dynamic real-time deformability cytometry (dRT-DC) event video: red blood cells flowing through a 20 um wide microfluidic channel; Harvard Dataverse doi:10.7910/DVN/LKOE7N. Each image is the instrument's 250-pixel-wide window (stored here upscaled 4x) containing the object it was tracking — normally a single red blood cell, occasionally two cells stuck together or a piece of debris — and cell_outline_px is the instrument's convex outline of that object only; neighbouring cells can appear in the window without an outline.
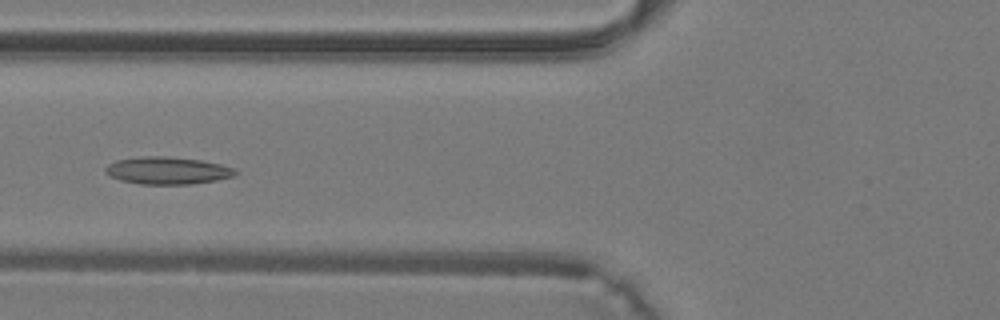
{"species": "common noctule bat (a hibernating species)", "species_latin": "Nyctalus noctula", "temperature_condition": "warm", "stored_images_in_passage": 32, "camera_frame_rate_fps": 3000, "um_per_image_px": 0.085, "animal": {"sex": "male", "body_mass_g": 19.2, "forearm_length_mm": 51.8}, "frame": {"image": 1, "passage_image": 10, "time_ms": 3.0, "image_size_px": [1000, 320], "cell_outline_px": [[240, 172], [232, 176], [216, 180], [192, 184], [140, 184], [120, 180], [108, 176], [104, 172], [104, 168], [108, 164], [116, 160], [140, 156], [168, 156], [200, 160], [220, 164], [236, 168]], "centroid_in_image_um": [14.21, 14.49], "position_along_channel_um": 111.6, "area_um2": 20.92}}
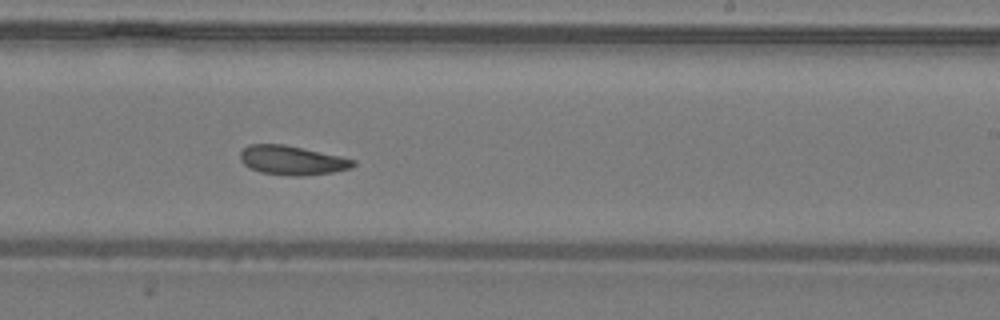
{"frame": {"image": 2, "passage_image": 19, "time_ms": 6.0, "image_size_px": [1000, 320], "cell_outline_px": [[356, 164], [352, 168], [332, 172], [300, 176], [288, 176], [260, 172], [244, 164], [240, 160], [240, 152], [248, 144], [284, 144], [340, 156], [356, 160]], "centroid_in_image_um": [24.83, 13.62], "position_along_channel_um": 264.2, "area_um2": 19.19}}
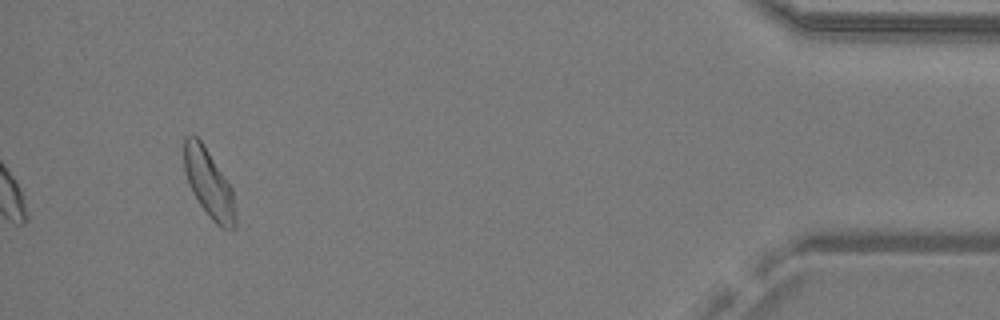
{"frame": {"image": 3, "passage_image": 32, "time_ms": 10.333, "image_size_px": [1000, 320], "cell_outline_px": [[236, 224], [232, 228], [220, 228], [212, 220], [200, 204], [192, 192], [188, 184], [184, 172], [184, 136], [196, 136], [204, 144], [232, 188], [236, 216]], "centroid_in_image_um": [17.74, 15.59], "position_along_channel_um": 417.5, "area_um2": 20.35}}